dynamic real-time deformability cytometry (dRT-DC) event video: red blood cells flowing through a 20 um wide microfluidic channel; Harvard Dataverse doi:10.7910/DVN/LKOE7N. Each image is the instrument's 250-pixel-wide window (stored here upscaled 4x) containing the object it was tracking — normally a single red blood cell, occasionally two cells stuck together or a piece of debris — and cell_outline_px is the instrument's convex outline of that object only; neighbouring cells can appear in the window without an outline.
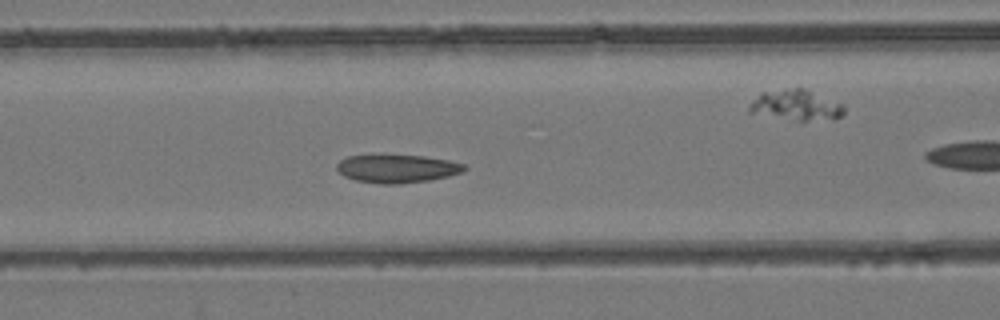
{"species": "common noctule bat (a hibernating species)", "species_latin": "Nyctalus noctula", "temperature_condition": "room temperature", "stored_images_in_passage": 38, "camera_frame_rate_fps": 3000, "um_per_image_px": 0.085, "animal": {"sex": "female", "body_mass_g": 24.6, "forearm_length_mm": 56.2}, "frame": {"image": 1, "passage_image": 6, "time_ms": 1.667, "image_size_px": [1000, 320], "cell_outline_px": [[468, 168], [460, 172], [448, 176], [428, 180], [400, 184], [380, 184], [356, 180], [344, 176], [336, 168], [336, 164], [340, 160], [348, 156], [424, 156], [448, 160], [464, 164]], "centroid_in_image_um": [33.75, 14.34], "position_along_channel_um": 132.9, "area_um2": 20.58}}
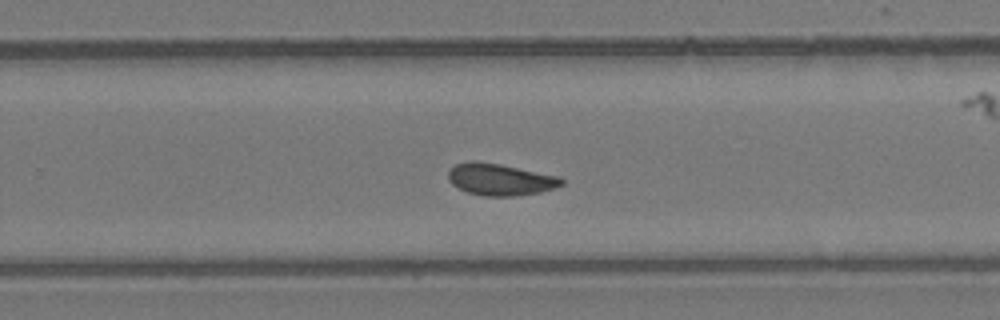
{"frame": {"image": 2, "passage_image": 18, "time_ms": 5.667, "image_size_px": [1000, 320], "cell_outline_px": [[564, 184], [556, 188], [540, 192], [516, 196], [484, 196], [468, 192], [456, 188], [448, 180], [448, 172], [456, 164], [472, 160], [476, 160], [500, 164], [556, 176], [564, 180]], "centroid_in_image_um": [42.49, 15.26], "position_along_channel_um": 287.3, "area_um2": 20.98}}
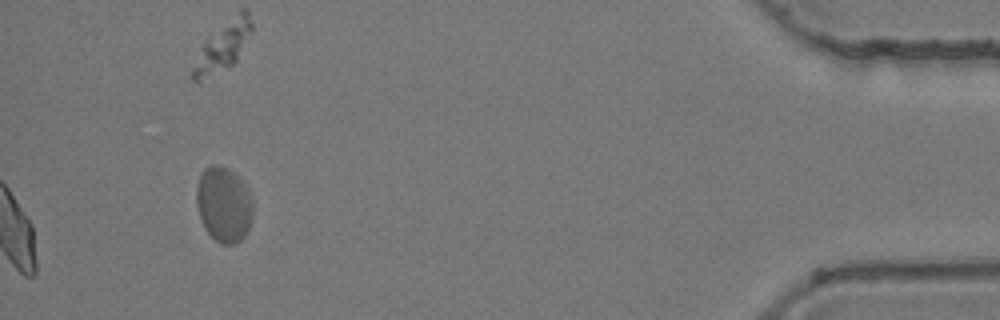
{"frame": {"image": 3, "passage_image": 38, "time_ms": 12.333, "image_size_px": [1000, 320], "cell_outline_px": [[252, 216], [248, 228], [244, 236], [236, 244], [220, 244], [204, 228], [200, 220], [196, 204], [196, 188], [200, 172], [204, 168], [212, 164], [216, 164], [228, 168], [236, 172], [248, 192], [252, 200]], "centroid_in_image_um": [18.98, 17.35], "position_along_channel_um": 416.2, "area_um2": 24.97}, "authors_computed_cell_mechanics": {"area_um2": 20.6057, "velocity_mm_per_s": 3.8664, "shape_relaxation_time_tau1_ms": 9.922, "shape_relaxation_time_tau2_ms": 1.5332, "deformation_change_tau1": 0.1576, "deformation_change_tau2": 0.0375}}